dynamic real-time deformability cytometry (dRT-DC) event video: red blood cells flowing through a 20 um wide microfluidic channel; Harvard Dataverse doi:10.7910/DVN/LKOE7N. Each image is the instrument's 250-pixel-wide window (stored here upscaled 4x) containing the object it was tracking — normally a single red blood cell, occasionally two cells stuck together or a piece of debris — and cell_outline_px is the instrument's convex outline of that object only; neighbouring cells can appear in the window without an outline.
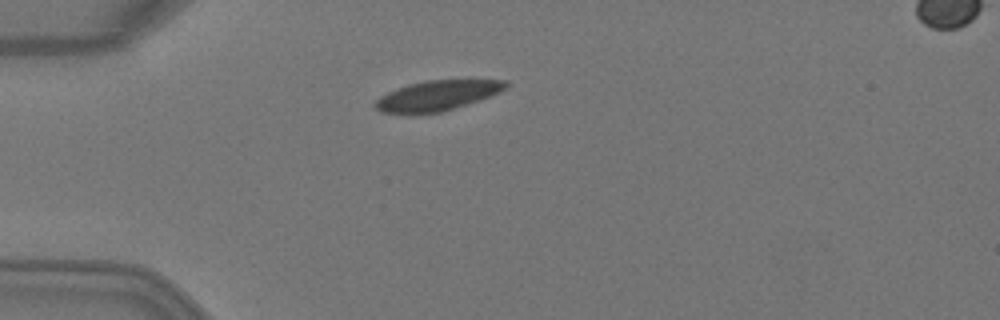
{"species": "Egyptian fruit bat (a non-hibernating species)", "species_latin": "Rousettus aegyptiacus", "temperature_condition": "warm", "stored_images_in_passage": 3, "camera_frame_rate_fps": 3000, "um_per_image_px": 0.085, "animal": {"sex": "female"}, "frame": {"image": 1, "passage_image": 2, "time_ms": 0.333, "image_size_px": [1000, 320], "cell_outline_px": [[508, 84], [500, 92], [480, 100], [440, 112], [380, 112], [376, 108], [376, 100], [380, 96], [388, 92], [408, 84], [424, 80], [508, 80]], "centroid_in_image_um": [37.2, 8.09], "position_along_channel_um": 47.8, "area_um2": 22.31}}